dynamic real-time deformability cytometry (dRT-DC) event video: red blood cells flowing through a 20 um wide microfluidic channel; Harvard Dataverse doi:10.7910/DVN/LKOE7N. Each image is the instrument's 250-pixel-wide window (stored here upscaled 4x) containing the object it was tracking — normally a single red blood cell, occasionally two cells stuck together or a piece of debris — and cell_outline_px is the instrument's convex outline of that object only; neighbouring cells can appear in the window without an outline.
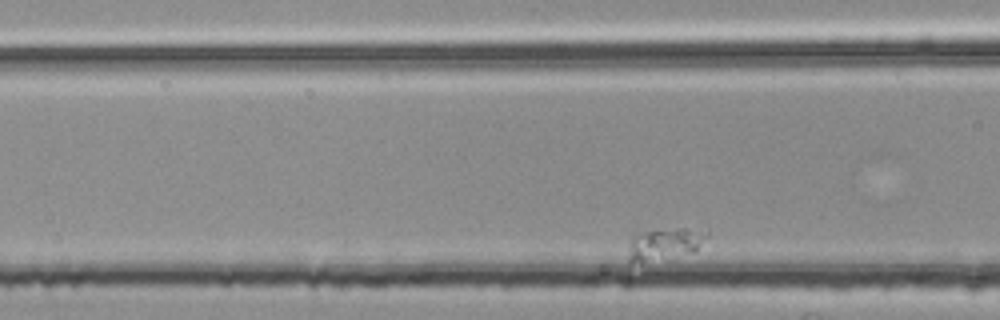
{"species": "common noctule bat (a hibernating species)", "species_latin": "Nyctalus noctula", "temperature_condition": "room temperature", "stored_images_in_passage": 55, "segment_of_instrument_passage": [2, 2], "camera_frame_rate_fps": 3000, "um_per_image_px": 0.085, "animal": {"sex": "female", "body_mass_g": 25.1}, "frame": {"image": 1, "passage_image": 13, "time_ms": 4.0, "image_size_px": [1000, 320], "cell_outline_px": [[708, 236], [692, 252], [628, 264], [624, 260], [628, 244], [632, 236], [644, 232], [676, 228], [684, 228], [708, 232]], "centroid_in_image_um": [56.36, 20.74], "position_along_channel_um": 110.2, "area_um2": 14.33}}
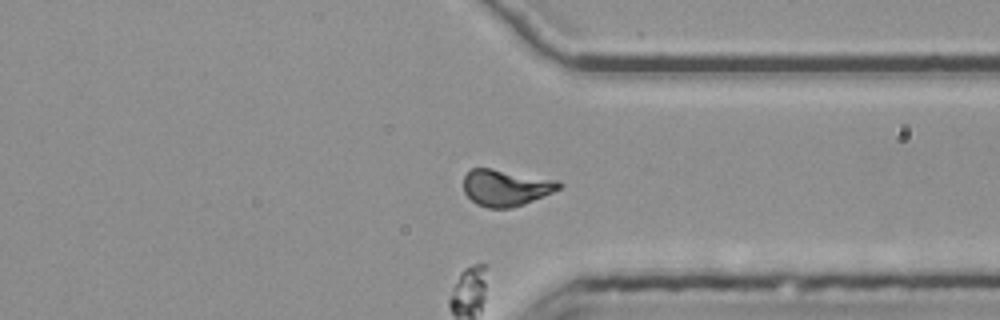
{"frame": {"image": 2, "passage_image": 42, "time_ms": 13.667, "image_size_px": [1000, 320], "cell_outline_px": [[564, 184], [560, 188], [552, 192], [524, 204], [512, 208], [488, 208], [476, 204], [464, 192], [464, 176], [472, 168], [492, 168], [560, 180]], "centroid_in_image_um": [43.02, 15.94], "position_along_channel_um": 368.4, "area_um2": 20.4}}
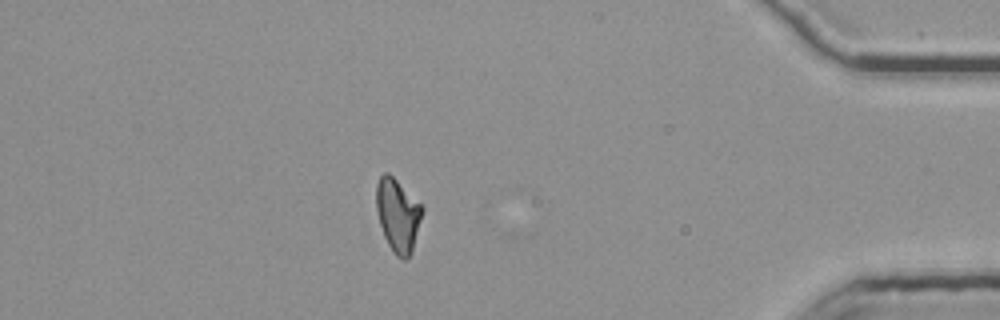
{"frame": {"image": 3, "passage_image": 48, "time_ms": 15.667, "image_size_px": [1000, 320], "cell_outline_px": [[424, 208], [412, 252], [408, 260], [404, 260], [396, 256], [392, 252], [384, 236], [380, 224], [376, 208], [376, 184], [380, 176], [384, 172], [388, 172]], "centroid_in_image_um": [33.8, 18.32], "position_along_channel_um": 401.4, "area_um2": 19.48}}